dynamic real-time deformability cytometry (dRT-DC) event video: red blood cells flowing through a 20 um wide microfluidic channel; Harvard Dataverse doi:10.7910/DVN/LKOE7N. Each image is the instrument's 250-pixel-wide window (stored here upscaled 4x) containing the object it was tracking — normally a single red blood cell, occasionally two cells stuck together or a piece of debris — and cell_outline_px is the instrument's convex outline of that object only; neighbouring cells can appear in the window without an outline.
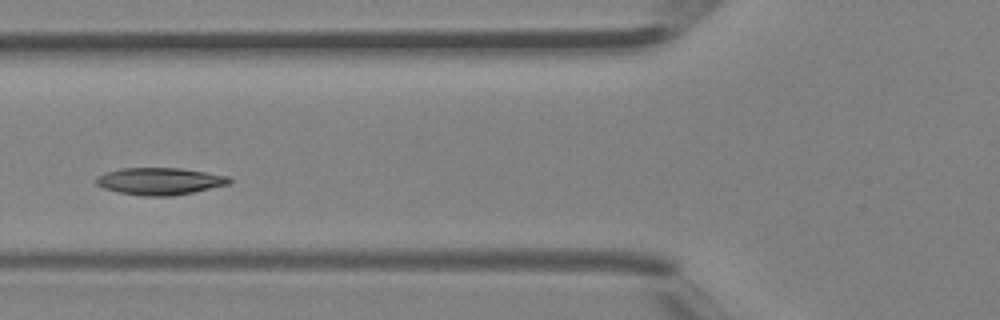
{"species": "Egyptian fruit bat (a non-hibernating species)", "species_latin": "Rousettus aegyptiacus", "temperature_condition": "room temperature", "stored_images_in_passage": 2, "camera_frame_rate_fps": 3000, "um_per_image_px": 0.085, "animal": {"sex": "female"}, "frame": {"image": 1, "passage_image": 2, "time_ms": 0.333, "image_size_px": [1000, 320], "cell_outline_px": [[232, 180], [228, 184], [192, 192], [172, 196], [140, 196], [120, 192], [104, 188], [96, 184], [96, 176], [104, 172], [120, 168], [180, 168], [228, 176]], "centroid_in_image_um": [13.53, 15.4], "position_along_channel_um": 112.3, "area_um2": 20.92}}